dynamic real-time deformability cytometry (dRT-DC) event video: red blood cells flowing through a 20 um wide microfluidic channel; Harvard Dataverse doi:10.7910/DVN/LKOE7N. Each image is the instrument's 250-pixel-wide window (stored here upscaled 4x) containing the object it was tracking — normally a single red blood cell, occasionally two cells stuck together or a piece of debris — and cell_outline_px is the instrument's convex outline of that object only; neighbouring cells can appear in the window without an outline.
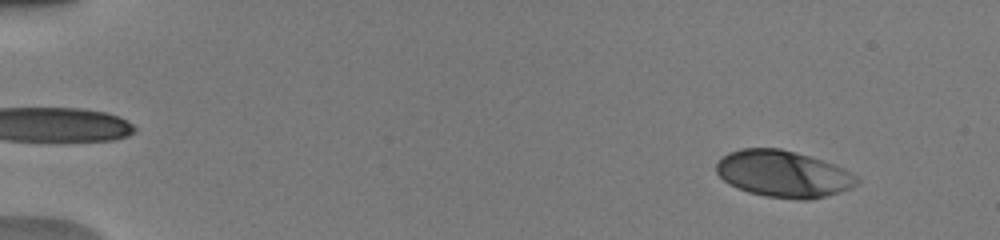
{"species": "human", "species_latin": "Homo sapiens", "temperature_condition": "warm", "stored_images_in_passage": 55, "camera_frame_rate_fps": 3000, "um_per_image_px": 0.085, "donor": {"sex": "male"}, "frame": {"image": 1, "passage_image": 11, "time_ms": 1.667, "image_size_px": [1000, 240], "cell_outline_px": [[860, 180], [852, 188], [840, 192], [808, 200], [800, 200], [768, 196], [748, 192], [736, 188], [724, 180], [716, 172], [716, 164], [728, 152], [740, 148], [780, 148], [796, 152], [844, 168], [856, 176]], "centroid_in_image_um": [66.57, 14.78], "position_along_channel_um": 18.4, "area_um2": 38.03}}
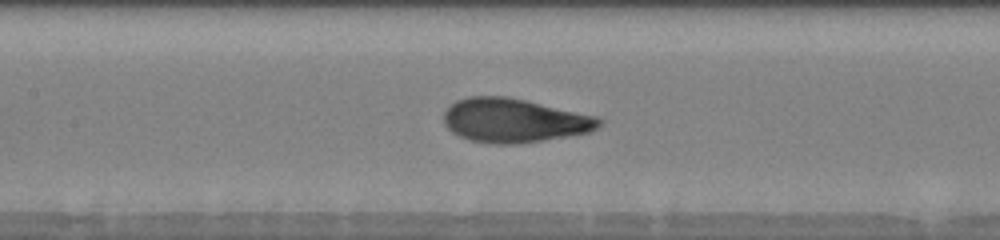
{"frame": {"image": 2, "passage_image": 45, "time_ms": 8.667, "image_size_px": [1000, 240], "cell_outline_px": [[604, 120], [596, 128], [588, 132], [520, 144], [492, 144], [468, 140], [452, 132], [444, 124], [444, 112], [456, 100], [468, 96], [508, 96], [596, 116]], "centroid_in_image_um": [43.66, 10.24], "position_along_channel_um": 163.7, "area_um2": 39.71}}
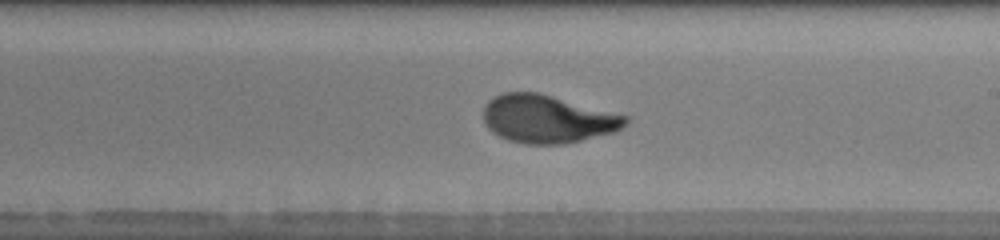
{"frame": {"image": 3, "passage_image": 54, "time_ms": 10.667, "image_size_px": [1000, 240], "cell_outline_px": [[632, 116], [628, 124], [612, 132], [580, 140], [560, 144], [528, 144], [508, 140], [492, 132], [488, 128], [484, 120], [484, 104], [488, 100], [500, 92], [540, 92]], "centroid_in_image_um": [46.56, 10.08], "position_along_channel_um": 242.4, "area_um2": 40.11}}